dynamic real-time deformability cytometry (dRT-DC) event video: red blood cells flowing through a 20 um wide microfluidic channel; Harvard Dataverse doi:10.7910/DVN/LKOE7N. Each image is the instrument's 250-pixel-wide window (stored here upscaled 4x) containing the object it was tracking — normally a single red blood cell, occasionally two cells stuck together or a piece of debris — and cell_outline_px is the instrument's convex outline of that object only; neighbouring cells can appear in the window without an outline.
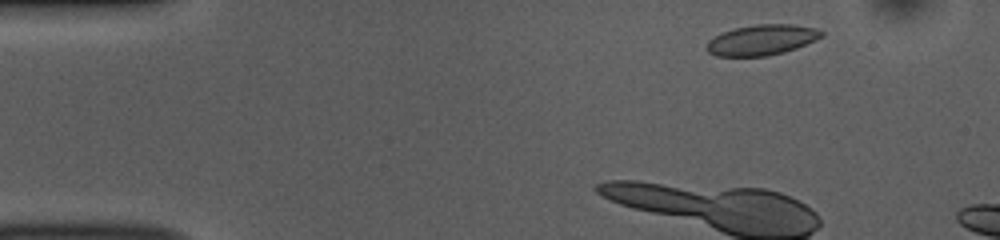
{"species": "common noctule bat (a hibernating species)", "species_latin": "Nyctalus noctula", "temperature_condition": "room temperature", "stored_images_in_passage": 7, "camera_frame_rate_fps": 3000, "um_per_image_px": 0.085, "animal": {"sex": "female", "body_mass_g": 10.0, "forearm_length_mm": 53.1}, "frame": {"image": 1, "passage_image": 3, "time_ms": 0.667, "image_size_px": [1000, 240], "cell_outline_px": [[824, 36], [816, 40], [796, 48], [784, 52], [768, 56], [716, 56], [708, 52], [708, 40], [720, 32], [736, 28], [756, 24], [792, 24], [816, 28], [824, 32]], "centroid_in_image_um": [64.77, 3.39], "position_along_channel_um": 20.2, "area_um2": 20.46}}